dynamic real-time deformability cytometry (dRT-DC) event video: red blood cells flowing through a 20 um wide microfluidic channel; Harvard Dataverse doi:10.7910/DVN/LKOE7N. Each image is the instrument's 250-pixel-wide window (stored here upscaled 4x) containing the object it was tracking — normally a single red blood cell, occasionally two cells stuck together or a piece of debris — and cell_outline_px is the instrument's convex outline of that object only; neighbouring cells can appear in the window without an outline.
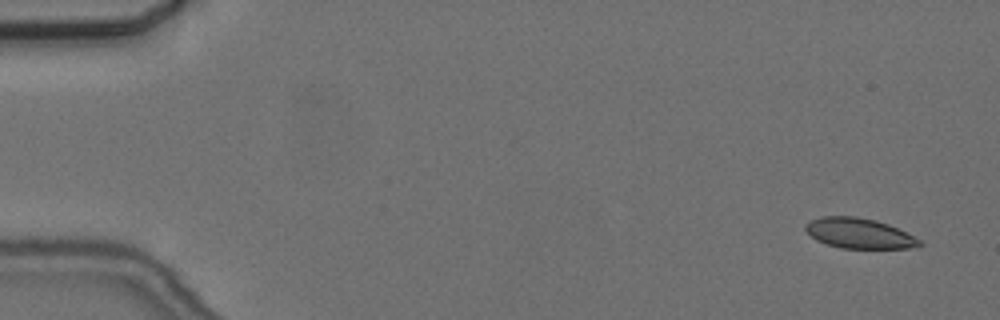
{"species": "common noctule bat (a hibernating species)", "species_latin": "Nyctalus noctula", "temperature_condition": "cold", "stored_images_in_passage": 17, "camera_frame_rate_fps": 3000, "um_per_image_px": 0.085, "animal": {"sex": "female", "body_mass_g": 24.6, "forearm_length_mm": 56.2}, "frame": {"image": 1, "passage_image": 3, "time_ms": 0.667, "image_size_px": [1000, 320], "cell_outline_px": [[924, 244], [916, 248], [840, 248], [816, 240], [804, 228], [804, 224], [820, 216], [856, 216], [876, 220], [888, 224], [920, 240]], "centroid_in_image_um": [73.02, 19.83], "position_along_channel_um": 12.0, "area_um2": 20.0}}